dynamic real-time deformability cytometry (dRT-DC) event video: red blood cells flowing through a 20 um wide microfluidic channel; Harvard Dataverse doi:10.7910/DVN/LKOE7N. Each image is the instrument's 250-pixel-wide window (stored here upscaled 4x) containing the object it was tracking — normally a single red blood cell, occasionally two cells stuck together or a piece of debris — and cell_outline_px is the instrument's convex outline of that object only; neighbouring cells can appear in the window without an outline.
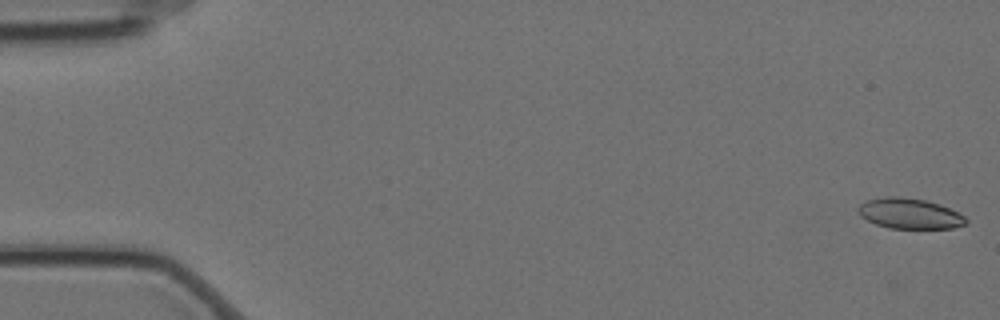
{"species": "Egyptian fruit bat (a non-hibernating species)", "species_latin": "Rousettus aegyptiacus", "temperature_condition": "cold", "stored_images_in_passage": 3, "camera_frame_rate_fps": 3000, "um_per_image_px": 0.085, "animal": {"sex": "female"}, "frame": {"image": 1, "passage_image": 1, "time_ms": 0.0, "image_size_px": [1000, 320], "cell_outline_px": [[968, 224], [952, 228], [888, 228], [876, 224], [860, 216], [856, 208], [860, 204], [868, 200], [888, 196], [900, 196], [924, 200], [940, 204], [964, 216], [968, 220]], "centroid_in_image_um": [77.31, 18.15], "position_along_channel_um": 7.7, "area_um2": 19.07}}